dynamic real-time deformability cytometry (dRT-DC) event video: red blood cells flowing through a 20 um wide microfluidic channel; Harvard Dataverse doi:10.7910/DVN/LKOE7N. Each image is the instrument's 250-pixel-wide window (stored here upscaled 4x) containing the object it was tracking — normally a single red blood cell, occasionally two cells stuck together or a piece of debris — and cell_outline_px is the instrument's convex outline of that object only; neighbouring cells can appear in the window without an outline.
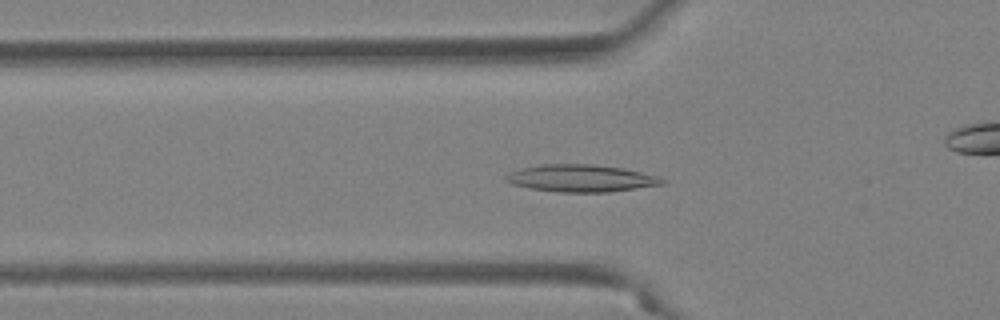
{"species": "Egyptian fruit bat (a non-hibernating species)", "species_latin": "Rousettus aegyptiacus", "temperature_condition": "warm", "stored_images_in_passage": 54, "camera_frame_rate_fps": 3000, "um_per_image_px": 0.085, "animal": {"sex": "female"}, "frame": {"image": 1, "passage_image": 17, "time_ms": 5.333, "image_size_px": [1000, 320], "cell_outline_px": [[668, 180], [664, 184], [608, 192], [560, 192], [528, 188], [512, 184], [504, 180], [504, 176], [520, 168], [540, 164], [592, 164], [624, 168], [660, 176]], "centroid_in_image_um": [49.41, 15.15], "position_along_channel_um": 76.4, "area_um2": 24.97}}
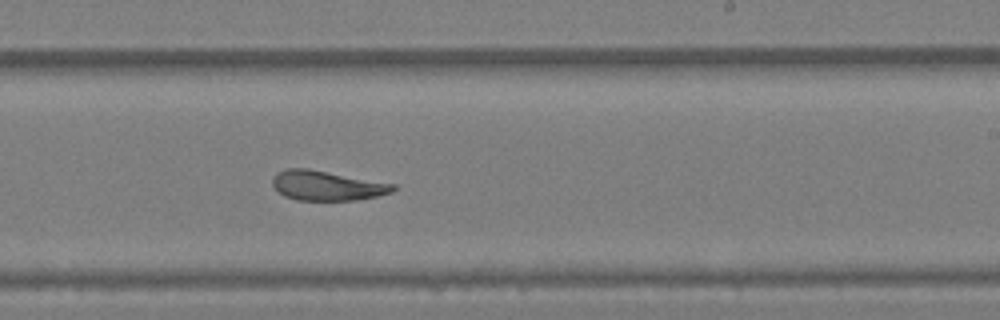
{"frame": {"image": 2, "passage_image": 32, "time_ms": 10.333, "image_size_px": [1000, 320], "cell_outline_px": [[396, 188], [392, 192], [376, 196], [356, 200], [296, 200], [284, 196], [272, 184], [272, 176], [276, 172], [284, 168], [308, 168], [396, 184]], "centroid_in_image_um": [27.76, 15.76], "position_along_channel_um": 261.2, "area_um2": 20.98}}
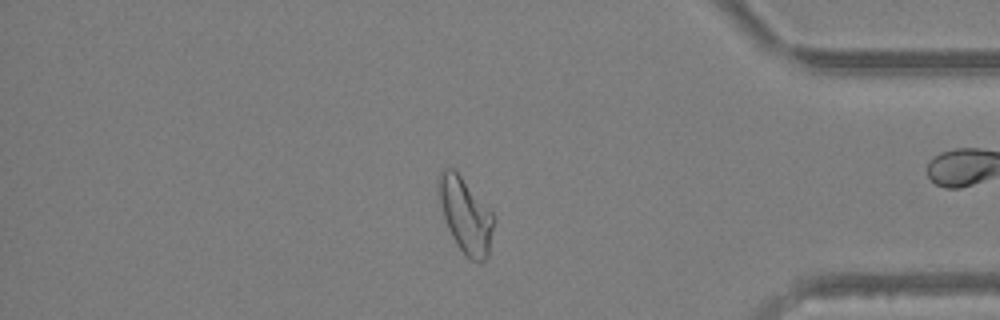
{"frame": {"image": 3, "passage_image": 45, "time_ms": 14.667, "image_size_px": [1000, 320], "cell_outline_px": [[496, 220], [488, 256], [480, 264], [464, 256], [456, 244], [448, 228], [440, 204], [436, 184], [440, 172], [444, 168], [452, 168], [460, 176], [496, 216]], "centroid_in_image_um": [39.59, 18.35], "position_along_channel_um": 395.6, "area_um2": 24.33}, "authors_computed_cell_mechanics": {"area_um2": 23.9003, "velocity_mm_per_s": 3.7009, "shape_relaxation_time_tau1_ms": null, "shape_relaxation_time_tau2_ms": 3.7937, "deformation_change_tau1": null, "deformation_change_tau2": 0.1217}}